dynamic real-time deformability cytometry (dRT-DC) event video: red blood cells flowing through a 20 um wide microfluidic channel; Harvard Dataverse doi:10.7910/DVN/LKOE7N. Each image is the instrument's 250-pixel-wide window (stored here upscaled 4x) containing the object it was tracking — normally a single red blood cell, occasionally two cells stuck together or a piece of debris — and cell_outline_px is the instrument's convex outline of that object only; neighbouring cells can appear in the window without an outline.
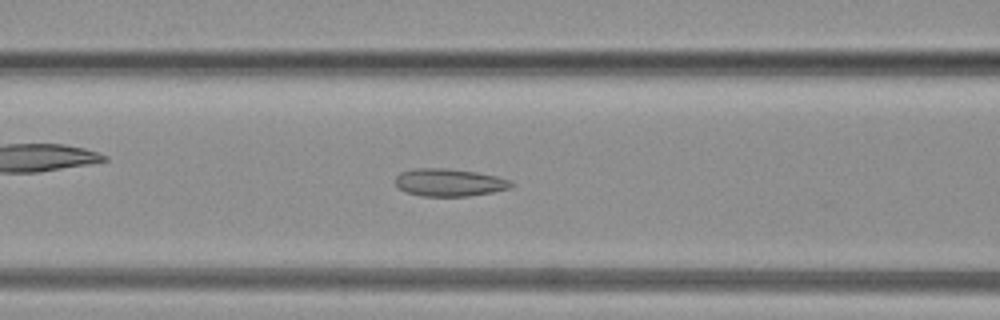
{"species": "common noctule bat (a hibernating species)", "species_latin": "Nyctalus noctula", "temperature_condition": "warm", "stored_images_in_passage": 55, "camera_frame_rate_fps": 3000, "um_per_image_px": 0.085, "animal": {"sex": "female", "body_mass_g": 19.3, "forearm_length_mm": 54.1}, "frame": {"image": 1, "passage_image": 9, "time_ms": 2.667, "image_size_px": [1000, 320], "cell_outline_px": [[512, 188], [492, 192], [468, 196], [420, 196], [404, 192], [396, 184], [396, 176], [400, 172], [416, 168], [444, 168], [476, 172], [496, 176], [508, 180], [512, 184]], "centroid_in_image_um": [38.15, 15.51], "position_along_channel_um": 128.4, "area_um2": 18.55}}
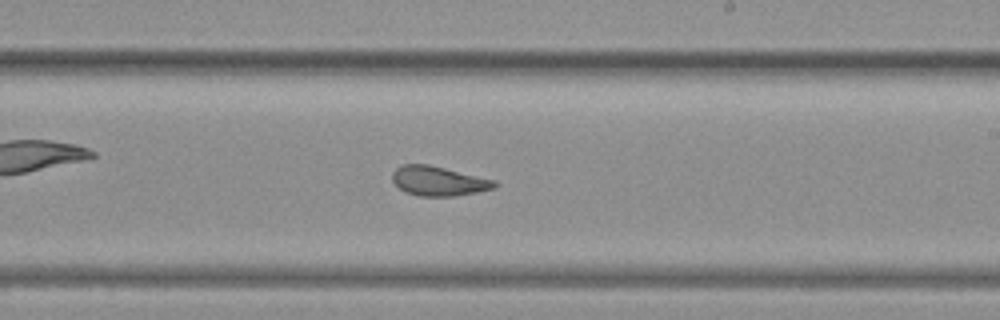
{"frame": {"image": 2, "passage_image": 23, "time_ms": 7.333, "image_size_px": [1000, 320], "cell_outline_px": [[496, 188], [456, 196], [420, 196], [404, 192], [392, 180], [392, 172], [396, 168], [404, 164], [428, 164], [496, 180]], "centroid_in_image_um": [37.27, 15.39], "position_along_channel_um": 251.7, "area_um2": 17.57}}
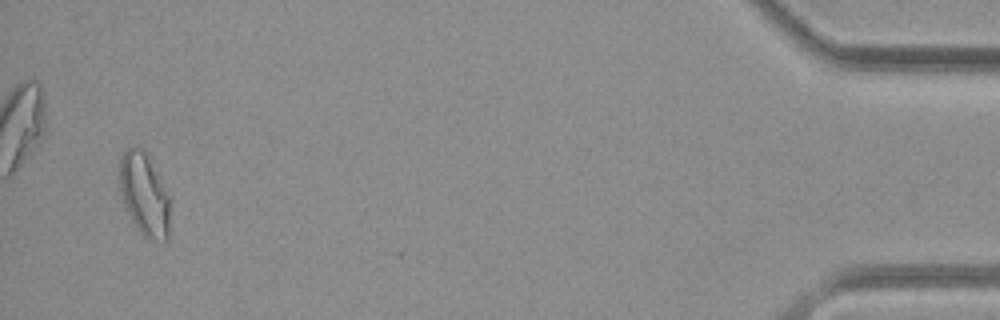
{"frame": {"image": 3, "passage_image": 52, "time_ms": 17.0, "image_size_px": [1000, 320], "cell_outline_px": [[168, 240], [148, 240], [140, 232], [132, 220], [124, 204], [120, 192], [120, 160], [124, 152], [128, 148], [136, 144], [144, 152], [168, 196]], "centroid_in_image_um": [12.23, 16.56], "position_along_channel_um": 423.0, "area_um2": 23.35}}